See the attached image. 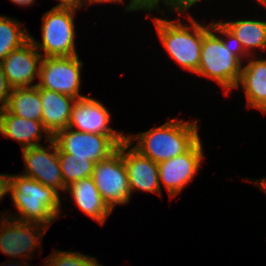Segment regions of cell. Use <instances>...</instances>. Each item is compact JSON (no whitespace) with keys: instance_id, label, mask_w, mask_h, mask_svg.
<instances>
[{"instance_id":"5bb4252c","label":"cell","mask_w":266,"mask_h":266,"mask_svg":"<svg viewBox=\"0 0 266 266\" xmlns=\"http://www.w3.org/2000/svg\"><path fill=\"white\" fill-rule=\"evenodd\" d=\"M130 147L129 142L125 140L118 146V150L123 155L131 195L141 190L162 197L157 163Z\"/></svg>"},{"instance_id":"d6a6232c","label":"cell","mask_w":266,"mask_h":266,"mask_svg":"<svg viewBox=\"0 0 266 266\" xmlns=\"http://www.w3.org/2000/svg\"><path fill=\"white\" fill-rule=\"evenodd\" d=\"M167 4L171 1V0H164Z\"/></svg>"},{"instance_id":"4dcf8cb0","label":"cell","mask_w":266,"mask_h":266,"mask_svg":"<svg viewBox=\"0 0 266 266\" xmlns=\"http://www.w3.org/2000/svg\"><path fill=\"white\" fill-rule=\"evenodd\" d=\"M254 184L266 194V177H263V179L261 178L260 180H255Z\"/></svg>"},{"instance_id":"8992f818","label":"cell","mask_w":266,"mask_h":266,"mask_svg":"<svg viewBox=\"0 0 266 266\" xmlns=\"http://www.w3.org/2000/svg\"><path fill=\"white\" fill-rule=\"evenodd\" d=\"M52 139L57 145L58 154H71L80 158L86 157L97 163L116 152L118 146L126 140V136H105L80 132L67 127L57 132Z\"/></svg>"},{"instance_id":"2e32d148","label":"cell","mask_w":266,"mask_h":266,"mask_svg":"<svg viewBox=\"0 0 266 266\" xmlns=\"http://www.w3.org/2000/svg\"><path fill=\"white\" fill-rule=\"evenodd\" d=\"M0 134L19 142L22 149L41 145L39 142L43 135H45L46 141L52 138L46 132L42 121L29 120L13 115L5 108L0 109Z\"/></svg>"},{"instance_id":"ffe728a7","label":"cell","mask_w":266,"mask_h":266,"mask_svg":"<svg viewBox=\"0 0 266 266\" xmlns=\"http://www.w3.org/2000/svg\"><path fill=\"white\" fill-rule=\"evenodd\" d=\"M5 109L13 115L41 121L40 88L33 86L12 89Z\"/></svg>"},{"instance_id":"1f68e13d","label":"cell","mask_w":266,"mask_h":266,"mask_svg":"<svg viewBox=\"0 0 266 266\" xmlns=\"http://www.w3.org/2000/svg\"><path fill=\"white\" fill-rule=\"evenodd\" d=\"M257 1V3H258V5H263V7H264V4H265V2H266V0H256Z\"/></svg>"},{"instance_id":"4fadbf2b","label":"cell","mask_w":266,"mask_h":266,"mask_svg":"<svg viewBox=\"0 0 266 266\" xmlns=\"http://www.w3.org/2000/svg\"><path fill=\"white\" fill-rule=\"evenodd\" d=\"M111 113L100 101L85 96L73 103L68 128L105 136H126L110 126Z\"/></svg>"},{"instance_id":"8fae6325","label":"cell","mask_w":266,"mask_h":266,"mask_svg":"<svg viewBox=\"0 0 266 266\" xmlns=\"http://www.w3.org/2000/svg\"><path fill=\"white\" fill-rule=\"evenodd\" d=\"M48 147L38 145L22 149L25 170L22 175L41 184L52 187L58 192L66 190L59 163L58 148L51 138Z\"/></svg>"},{"instance_id":"484cf974","label":"cell","mask_w":266,"mask_h":266,"mask_svg":"<svg viewBox=\"0 0 266 266\" xmlns=\"http://www.w3.org/2000/svg\"><path fill=\"white\" fill-rule=\"evenodd\" d=\"M12 88L9 86L5 74L0 65V109H4L8 98L10 96Z\"/></svg>"},{"instance_id":"9a60e30c","label":"cell","mask_w":266,"mask_h":266,"mask_svg":"<svg viewBox=\"0 0 266 266\" xmlns=\"http://www.w3.org/2000/svg\"><path fill=\"white\" fill-rule=\"evenodd\" d=\"M247 60L249 63L242 66L235 89L243 88L248 108L266 114V60L257 58V55L249 56Z\"/></svg>"},{"instance_id":"603a6c76","label":"cell","mask_w":266,"mask_h":266,"mask_svg":"<svg viewBox=\"0 0 266 266\" xmlns=\"http://www.w3.org/2000/svg\"><path fill=\"white\" fill-rule=\"evenodd\" d=\"M45 259L44 266H103L93 256L82 252L53 250Z\"/></svg>"},{"instance_id":"83f0119b","label":"cell","mask_w":266,"mask_h":266,"mask_svg":"<svg viewBox=\"0 0 266 266\" xmlns=\"http://www.w3.org/2000/svg\"><path fill=\"white\" fill-rule=\"evenodd\" d=\"M59 4L53 7L59 8H73V9H81L83 8V0H58Z\"/></svg>"},{"instance_id":"f1b7e54d","label":"cell","mask_w":266,"mask_h":266,"mask_svg":"<svg viewBox=\"0 0 266 266\" xmlns=\"http://www.w3.org/2000/svg\"><path fill=\"white\" fill-rule=\"evenodd\" d=\"M95 3L96 4H99V3H118V4H120V0H83V8H85V6H86L88 9V5L95 4Z\"/></svg>"},{"instance_id":"7c38bea8","label":"cell","mask_w":266,"mask_h":266,"mask_svg":"<svg viewBox=\"0 0 266 266\" xmlns=\"http://www.w3.org/2000/svg\"><path fill=\"white\" fill-rule=\"evenodd\" d=\"M43 56L29 39L21 47L10 52L0 65L9 86L14 88L37 86L33 82L39 78Z\"/></svg>"},{"instance_id":"4316f807","label":"cell","mask_w":266,"mask_h":266,"mask_svg":"<svg viewBox=\"0 0 266 266\" xmlns=\"http://www.w3.org/2000/svg\"><path fill=\"white\" fill-rule=\"evenodd\" d=\"M11 174H0V201L5 195L10 194Z\"/></svg>"},{"instance_id":"d6986e66","label":"cell","mask_w":266,"mask_h":266,"mask_svg":"<svg viewBox=\"0 0 266 266\" xmlns=\"http://www.w3.org/2000/svg\"><path fill=\"white\" fill-rule=\"evenodd\" d=\"M221 23L237 37L249 56H256V49L266 51V21L240 19Z\"/></svg>"},{"instance_id":"44dd1931","label":"cell","mask_w":266,"mask_h":266,"mask_svg":"<svg viewBox=\"0 0 266 266\" xmlns=\"http://www.w3.org/2000/svg\"><path fill=\"white\" fill-rule=\"evenodd\" d=\"M22 28L17 19L0 15V62L30 39L27 28Z\"/></svg>"},{"instance_id":"ba28073f","label":"cell","mask_w":266,"mask_h":266,"mask_svg":"<svg viewBox=\"0 0 266 266\" xmlns=\"http://www.w3.org/2000/svg\"><path fill=\"white\" fill-rule=\"evenodd\" d=\"M91 177L103 201L112 211L116 205L129 203L132 196L123 155L119 150L95 163Z\"/></svg>"},{"instance_id":"7402d4cb","label":"cell","mask_w":266,"mask_h":266,"mask_svg":"<svg viewBox=\"0 0 266 266\" xmlns=\"http://www.w3.org/2000/svg\"><path fill=\"white\" fill-rule=\"evenodd\" d=\"M63 183L67 187L72 182L92 176L95 163L88 158L71 154H58Z\"/></svg>"},{"instance_id":"cb8c5ba5","label":"cell","mask_w":266,"mask_h":266,"mask_svg":"<svg viewBox=\"0 0 266 266\" xmlns=\"http://www.w3.org/2000/svg\"><path fill=\"white\" fill-rule=\"evenodd\" d=\"M124 0H120V4H122ZM164 5L165 8L167 3L164 0H130L125 7V12H133V11H145L147 13L153 12L155 10L161 11L159 9V4Z\"/></svg>"},{"instance_id":"30bf717a","label":"cell","mask_w":266,"mask_h":266,"mask_svg":"<svg viewBox=\"0 0 266 266\" xmlns=\"http://www.w3.org/2000/svg\"><path fill=\"white\" fill-rule=\"evenodd\" d=\"M202 143L199 139L187 152L157 163L160 186L163 184L170 199L181 193L200 170L205 157Z\"/></svg>"},{"instance_id":"f546056e","label":"cell","mask_w":266,"mask_h":266,"mask_svg":"<svg viewBox=\"0 0 266 266\" xmlns=\"http://www.w3.org/2000/svg\"><path fill=\"white\" fill-rule=\"evenodd\" d=\"M12 3L16 4V5H21V7H29L32 4H34V2L36 0H10Z\"/></svg>"},{"instance_id":"9c48e42d","label":"cell","mask_w":266,"mask_h":266,"mask_svg":"<svg viewBox=\"0 0 266 266\" xmlns=\"http://www.w3.org/2000/svg\"><path fill=\"white\" fill-rule=\"evenodd\" d=\"M0 219V251L14 259L18 257L23 260L27 256H33L36 251L34 249L40 245L48 228L38 223L17 221L6 216H0Z\"/></svg>"},{"instance_id":"5b68a950","label":"cell","mask_w":266,"mask_h":266,"mask_svg":"<svg viewBox=\"0 0 266 266\" xmlns=\"http://www.w3.org/2000/svg\"><path fill=\"white\" fill-rule=\"evenodd\" d=\"M73 8L52 7L42 16V43L30 34V40L44 57L78 55L75 45V13ZM43 51V53H42Z\"/></svg>"},{"instance_id":"6da1fadb","label":"cell","mask_w":266,"mask_h":266,"mask_svg":"<svg viewBox=\"0 0 266 266\" xmlns=\"http://www.w3.org/2000/svg\"><path fill=\"white\" fill-rule=\"evenodd\" d=\"M244 58L248 59L249 55L237 37L221 23V20L212 21L211 28L203 37L196 75L213 79L228 95L240 79Z\"/></svg>"},{"instance_id":"ac0fdd59","label":"cell","mask_w":266,"mask_h":266,"mask_svg":"<svg viewBox=\"0 0 266 266\" xmlns=\"http://www.w3.org/2000/svg\"><path fill=\"white\" fill-rule=\"evenodd\" d=\"M40 99L42 124L46 132L53 137L57 132L68 127L71 109L76 98L59 92L40 89Z\"/></svg>"},{"instance_id":"3957f363","label":"cell","mask_w":266,"mask_h":266,"mask_svg":"<svg viewBox=\"0 0 266 266\" xmlns=\"http://www.w3.org/2000/svg\"><path fill=\"white\" fill-rule=\"evenodd\" d=\"M9 195L18 213L13 215L9 211L1 217L6 214L17 221L38 223L49 228L61 215L60 193L22 174H11Z\"/></svg>"},{"instance_id":"277c9868","label":"cell","mask_w":266,"mask_h":266,"mask_svg":"<svg viewBox=\"0 0 266 266\" xmlns=\"http://www.w3.org/2000/svg\"><path fill=\"white\" fill-rule=\"evenodd\" d=\"M188 21L190 25L182 23L179 18L171 21L155 17L153 24L168 55L181 68L196 74L200 63L203 37L211 28V23L202 25L191 15H188Z\"/></svg>"},{"instance_id":"7a4b0ae2","label":"cell","mask_w":266,"mask_h":266,"mask_svg":"<svg viewBox=\"0 0 266 266\" xmlns=\"http://www.w3.org/2000/svg\"><path fill=\"white\" fill-rule=\"evenodd\" d=\"M198 121L173 118L163 125L136 135H126V140L141 155L159 163L187 152L199 139Z\"/></svg>"},{"instance_id":"e0dca14e","label":"cell","mask_w":266,"mask_h":266,"mask_svg":"<svg viewBox=\"0 0 266 266\" xmlns=\"http://www.w3.org/2000/svg\"><path fill=\"white\" fill-rule=\"evenodd\" d=\"M65 191L71 194V199L78 209L100 225H104L112 213V210L103 201L92 177L72 182Z\"/></svg>"},{"instance_id":"d4e9b609","label":"cell","mask_w":266,"mask_h":266,"mask_svg":"<svg viewBox=\"0 0 266 266\" xmlns=\"http://www.w3.org/2000/svg\"><path fill=\"white\" fill-rule=\"evenodd\" d=\"M202 0H171L167 6L170 12H176L178 15H185L187 17L188 10L194 6V4L201 2ZM186 13V14H185Z\"/></svg>"},{"instance_id":"52a82bcc","label":"cell","mask_w":266,"mask_h":266,"mask_svg":"<svg viewBox=\"0 0 266 266\" xmlns=\"http://www.w3.org/2000/svg\"><path fill=\"white\" fill-rule=\"evenodd\" d=\"M83 61L79 55L44 57L40 65L37 87L79 99Z\"/></svg>"}]
</instances>
